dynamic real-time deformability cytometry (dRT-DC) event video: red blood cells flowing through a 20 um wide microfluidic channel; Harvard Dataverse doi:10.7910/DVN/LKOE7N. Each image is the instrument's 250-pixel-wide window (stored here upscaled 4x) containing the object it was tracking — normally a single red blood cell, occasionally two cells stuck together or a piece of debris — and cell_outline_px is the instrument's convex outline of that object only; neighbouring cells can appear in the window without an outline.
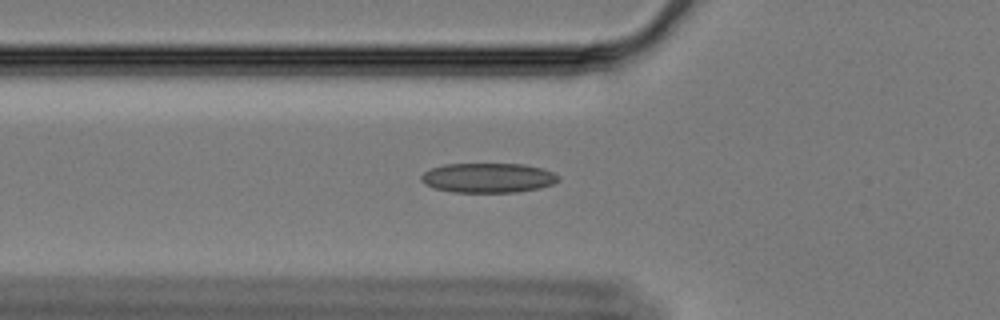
{"species": "Egyptian fruit bat (a non-hibernating species)", "species_latin": "Rousettus aegyptiacus", "temperature_condition": "cold", "stored_images_in_passage": 44, "camera_frame_rate_fps": 3000, "um_per_image_px": 0.085, "animal": {"sex": "female"}, "frame": {"image": 1, "passage_image": 5, "time_ms": 1.333, "image_size_px": [1000, 320], "cell_outline_px": [[560, 180], [552, 184], [540, 188], [516, 192], [452, 192], [432, 188], [424, 184], [420, 180], [420, 176], [424, 172], [432, 168], [444, 164], [524, 164], [540, 168], [552, 172], [560, 176]], "centroid_in_image_um": [41.46, 15.12], "position_along_channel_um": 84.3, "area_um2": 23.81}}
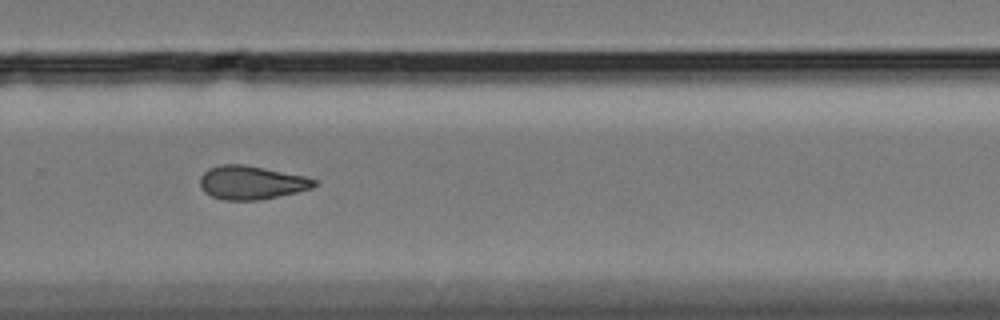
{"frame": {"image": 2, "passage_image": 25, "time_ms": 8.0, "image_size_px": [1000, 320], "cell_outline_px": [[316, 184], [312, 188], [296, 192], [260, 200], [224, 200], [212, 196], [204, 192], [200, 188], [200, 176], [208, 168], [220, 164], [244, 164], [304, 176], [316, 180]], "centroid_in_image_um": [21.32, 15.51], "position_along_channel_um": 308.5, "area_um2": 22.31}}
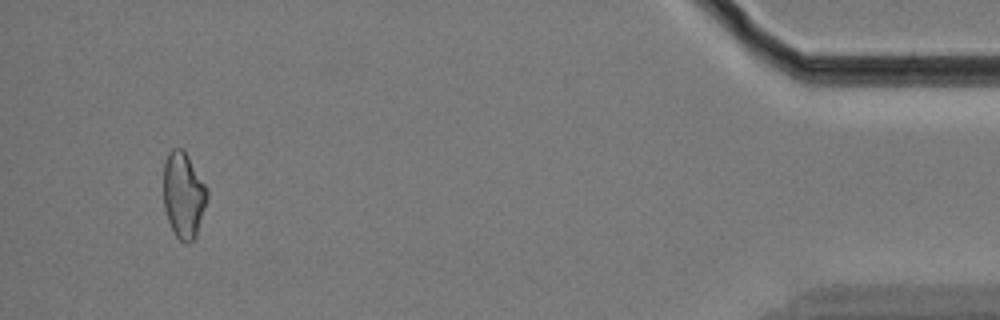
{"frame": {"image": 3, "passage_image": 41, "time_ms": 13.333, "image_size_px": [1000, 320], "cell_outline_px": [[208, 196], [196, 236], [188, 244], [184, 244], [176, 236], [168, 220], [164, 208], [164, 164], [168, 152], [172, 148], [184, 148], [208, 188]], "centroid_in_image_um": [15.61, 16.55], "position_along_channel_um": 419.6, "area_um2": 22.02}, "authors_computed_cell_mechanics": {"area_um2": 22.253, "velocity_mm_per_s": 3.3482, "shape_relaxation_time_tau1_ms": null, "shape_relaxation_time_tau2_ms": 7.0062, "deformation_change_tau1": null, "deformation_change_tau2": 0.1503}}